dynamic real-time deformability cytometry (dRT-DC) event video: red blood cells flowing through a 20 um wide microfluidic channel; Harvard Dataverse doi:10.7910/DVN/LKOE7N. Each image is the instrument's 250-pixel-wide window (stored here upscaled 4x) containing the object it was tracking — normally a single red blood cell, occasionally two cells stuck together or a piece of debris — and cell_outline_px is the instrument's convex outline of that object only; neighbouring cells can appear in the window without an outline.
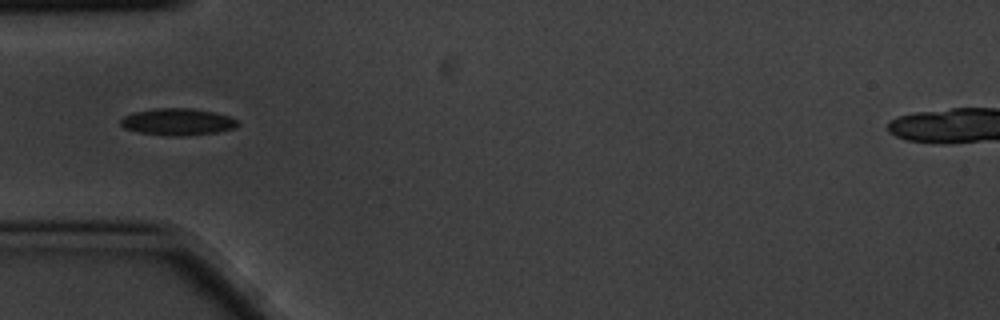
{"species": "common noctule bat (a hibernating species)", "species_latin": "Nyctalus noctula", "temperature_condition": "cold", "stored_images_in_passage": 6, "camera_frame_rate_fps": 3000, "um_per_image_px": 0.085, "animal": {"sex": "male", "body_mass_g": 20.1, "forearm_length_mm": 53.5}, "frame": {"image": 1, "passage_image": 4, "time_ms": 1.0, "image_size_px": [1000, 320], "cell_outline_px": [[240, 124], [236, 128], [216, 132], [184, 136], [172, 136], [136, 132], [124, 128], [120, 124], [120, 120], [124, 116], [132, 112], [156, 108], [192, 108], [216, 112], [228, 116], [236, 120]], "centroid_in_image_um": [15.09, 10.35], "position_along_channel_um": 69.9, "area_um2": 18.5}}